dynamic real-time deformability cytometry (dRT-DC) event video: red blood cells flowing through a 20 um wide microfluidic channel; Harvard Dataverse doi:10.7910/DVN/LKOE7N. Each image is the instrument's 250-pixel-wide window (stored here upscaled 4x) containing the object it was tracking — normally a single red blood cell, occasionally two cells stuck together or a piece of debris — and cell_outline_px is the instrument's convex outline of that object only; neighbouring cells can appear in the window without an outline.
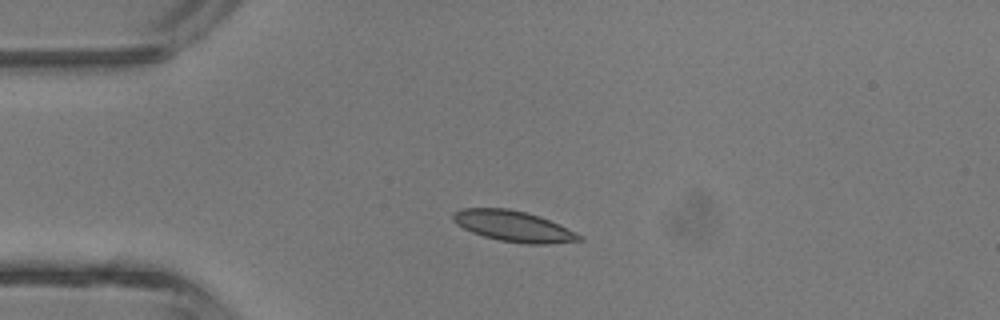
{"species": "common noctule bat (a hibernating species)", "species_latin": "Nyctalus noctula", "temperature_condition": "room temperature", "stored_images_in_passage": 2, "camera_frame_rate_fps": 3000, "um_per_image_px": 0.085, "animal": {"sex": "male", "body_mass_g": 13.3}, "frame": {"image": 1, "passage_image": 1, "time_ms": 0.0, "image_size_px": [1000, 320], "cell_outline_px": [[584, 240], [548, 244], [524, 244], [500, 240], [484, 236], [472, 232], [456, 224], [452, 220], [452, 212], [460, 208], [508, 208], [540, 216], [576, 232], [584, 236]], "centroid_in_image_um": [43.64, 19.22], "position_along_channel_um": 41.4, "area_um2": 22.72}}